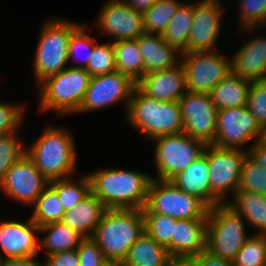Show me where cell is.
Masks as SVG:
<instances>
[{
	"mask_svg": "<svg viewBox=\"0 0 266 266\" xmlns=\"http://www.w3.org/2000/svg\"><path fill=\"white\" fill-rule=\"evenodd\" d=\"M91 191L106 209H143L152 176L124 169H105L88 173Z\"/></svg>",
	"mask_w": 266,
	"mask_h": 266,
	"instance_id": "6da1fadb",
	"label": "cell"
},
{
	"mask_svg": "<svg viewBox=\"0 0 266 266\" xmlns=\"http://www.w3.org/2000/svg\"><path fill=\"white\" fill-rule=\"evenodd\" d=\"M26 155L50 182L71 177L77 166V151L72 134L65 128L48 125Z\"/></svg>",
	"mask_w": 266,
	"mask_h": 266,
	"instance_id": "7a4b0ae2",
	"label": "cell"
},
{
	"mask_svg": "<svg viewBox=\"0 0 266 266\" xmlns=\"http://www.w3.org/2000/svg\"><path fill=\"white\" fill-rule=\"evenodd\" d=\"M145 233L142 209H106L91 237L106 260L122 261Z\"/></svg>",
	"mask_w": 266,
	"mask_h": 266,
	"instance_id": "3957f363",
	"label": "cell"
},
{
	"mask_svg": "<svg viewBox=\"0 0 266 266\" xmlns=\"http://www.w3.org/2000/svg\"><path fill=\"white\" fill-rule=\"evenodd\" d=\"M125 112L128 124L150 140L179 134L184 129L179 101H160L144 95L137 87Z\"/></svg>",
	"mask_w": 266,
	"mask_h": 266,
	"instance_id": "277c9868",
	"label": "cell"
},
{
	"mask_svg": "<svg viewBox=\"0 0 266 266\" xmlns=\"http://www.w3.org/2000/svg\"><path fill=\"white\" fill-rule=\"evenodd\" d=\"M90 79L91 75L85 68L70 65L58 74L48 77L36 86L40 89L38 109L41 113L53 109L58 115L77 113Z\"/></svg>",
	"mask_w": 266,
	"mask_h": 266,
	"instance_id": "5b68a950",
	"label": "cell"
},
{
	"mask_svg": "<svg viewBox=\"0 0 266 266\" xmlns=\"http://www.w3.org/2000/svg\"><path fill=\"white\" fill-rule=\"evenodd\" d=\"M80 25L65 18L44 22L32 66L37 86L67 68L70 37Z\"/></svg>",
	"mask_w": 266,
	"mask_h": 266,
	"instance_id": "8992f818",
	"label": "cell"
},
{
	"mask_svg": "<svg viewBox=\"0 0 266 266\" xmlns=\"http://www.w3.org/2000/svg\"><path fill=\"white\" fill-rule=\"evenodd\" d=\"M245 219L227 202L209 208L207 216V250L217 257L233 261L246 243Z\"/></svg>",
	"mask_w": 266,
	"mask_h": 266,
	"instance_id": "52a82bcc",
	"label": "cell"
},
{
	"mask_svg": "<svg viewBox=\"0 0 266 266\" xmlns=\"http://www.w3.org/2000/svg\"><path fill=\"white\" fill-rule=\"evenodd\" d=\"M143 213H158L175 219H207L209 207L179 189L170 180L152 177Z\"/></svg>",
	"mask_w": 266,
	"mask_h": 266,
	"instance_id": "ba28073f",
	"label": "cell"
},
{
	"mask_svg": "<svg viewBox=\"0 0 266 266\" xmlns=\"http://www.w3.org/2000/svg\"><path fill=\"white\" fill-rule=\"evenodd\" d=\"M156 141L154 164L157 179L171 180L193 163L204 151L202 141L189 137L184 132L162 135L152 139Z\"/></svg>",
	"mask_w": 266,
	"mask_h": 266,
	"instance_id": "9c48e42d",
	"label": "cell"
},
{
	"mask_svg": "<svg viewBox=\"0 0 266 266\" xmlns=\"http://www.w3.org/2000/svg\"><path fill=\"white\" fill-rule=\"evenodd\" d=\"M188 92L210 94L212 89L232 72L231 58L218 50L181 54Z\"/></svg>",
	"mask_w": 266,
	"mask_h": 266,
	"instance_id": "30bf717a",
	"label": "cell"
},
{
	"mask_svg": "<svg viewBox=\"0 0 266 266\" xmlns=\"http://www.w3.org/2000/svg\"><path fill=\"white\" fill-rule=\"evenodd\" d=\"M263 137L264 130L246 105L218 110L214 146L242 149L251 140L254 144Z\"/></svg>",
	"mask_w": 266,
	"mask_h": 266,
	"instance_id": "8fae6325",
	"label": "cell"
},
{
	"mask_svg": "<svg viewBox=\"0 0 266 266\" xmlns=\"http://www.w3.org/2000/svg\"><path fill=\"white\" fill-rule=\"evenodd\" d=\"M136 87L129 76L114 71L91 77L85 97L77 113H85L103 109L105 107L125 103L126 111L133 90Z\"/></svg>",
	"mask_w": 266,
	"mask_h": 266,
	"instance_id": "7c38bea8",
	"label": "cell"
},
{
	"mask_svg": "<svg viewBox=\"0 0 266 266\" xmlns=\"http://www.w3.org/2000/svg\"><path fill=\"white\" fill-rule=\"evenodd\" d=\"M183 132L189 137L211 145L216 135L218 109L210 94L186 92L179 100Z\"/></svg>",
	"mask_w": 266,
	"mask_h": 266,
	"instance_id": "4fadbf2b",
	"label": "cell"
},
{
	"mask_svg": "<svg viewBox=\"0 0 266 266\" xmlns=\"http://www.w3.org/2000/svg\"><path fill=\"white\" fill-rule=\"evenodd\" d=\"M248 152L243 149L221 148L208 145V165L212 192L224 203L225 196L236 193L243 161Z\"/></svg>",
	"mask_w": 266,
	"mask_h": 266,
	"instance_id": "5bb4252c",
	"label": "cell"
},
{
	"mask_svg": "<svg viewBox=\"0 0 266 266\" xmlns=\"http://www.w3.org/2000/svg\"><path fill=\"white\" fill-rule=\"evenodd\" d=\"M49 181L37 170L33 161L24 154L6 172L0 189L13 201L33 205Z\"/></svg>",
	"mask_w": 266,
	"mask_h": 266,
	"instance_id": "9a60e30c",
	"label": "cell"
},
{
	"mask_svg": "<svg viewBox=\"0 0 266 266\" xmlns=\"http://www.w3.org/2000/svg\"><path fill=\"white\" fill-rule=\"evenodd\" d=\"M224 8L220 0H199L193 4L188 52L213 51L220 36Z\"/></svg>",
	"mask_w": 266,
	"mask_h": 266,
	"instance_id": "2e32d148",
	"label": "cell"
},
{
	"mask_svg": "<svg viewBox=\"0 0 266 266\" xmlns=\"http://www.w3.org/2000/svg\"><path fill=\"white\" fill-rule=\"evenodd\" d=\"M97 25L114 42L134 40L144 33L143 13L134 10L123 0H108L101 8Z\"/></svg>",
	"mask_w": 266,
	"mask_h": 266,
	"instance_id": "e0dca14e",
	"label": "cell"
},
{
	"mask_svg": "<svg viewBox=\"0 0 266 266\" xmlns=\"http://www.w3.org/2000/svg\"><path fill=\"white\" fill-rule=\"evenodd\" d=\"M39 226L31 218L0 223V259L30 258L39 253ZM4 253V256L1 253Z\"/></svg>",
	"mask_w": 266,
	"mask_h": 266,
	"instance_id": "ac0fdd59",
	"label": "cell"
},
{
	"mask_svg": "<svg viewBox=\"0 0 266 266\" xmlns=\"http://www.w3.org/2000/svg\"><path fill=\"white\" fill-rule=\"evenodd\" d=\"M136 87L144 95L160 101H179L187 92L184 66L180 62L173 68L145 74Z\"/></svg>",
	"mask_w": 266,
	"mask_h": 266,
	"instance_id": "d6986e66",
	"label": "cell"
},
{
	"mask_svg": "<svg viewBox=\"0 0 266 266\" xmlns=\"http://www.w3.org/2000/svg\"><path fill=\"white\" fill-rule=\"evenodd\" d=\"M179 189L196 196L209 208L223 203L210 186V168L208 165V145L203 153L187 168L174 176L171 180Z\"/></svg>",
	"mask_w": 266,
	"mask_h": 266,
	"instance_id": "ffe728a7",
	"label": "cell"
},
{
	"mask_svg": "<svg viewBox=\"0 0 266 266\" xmlns=\"http://www.w3.org/2000/svg\"><path fill=\"white\" fill-rule=\"evenodd\" d=\"M207 250V219H176L170 256L189 259Z\"/></svg>",
	"mask_w": 266,
	"mask_h": 266,
	"instance_id": "44dd1931",
	"label": "cell"
},
{
	"mask_svg": "<svg viewBox=\"0 0 266 266\" xmlns=\"http://www.w3.org/2000/svg\"><path fill=\"white\" fill-rule=\"evenodd\" d=\"M242 45L231 58L232 73L250 81L265 80L266 37H252Z\"/></svg>",
	"mask_w": 266,
	"mask_h": 266,
	"instance_id": "7402d4cb",
	"label": "cell"
},
{
	"mask_svg": "<svg viewBox=\"0 0 266 266\" xmlns=\"http://www.w3.org/2000/svg\"><path fill=\"white\" fill-rule=\"evenodd\" d=\"M137 44L144 61V75L173 68L181 62V53L165 42L162 35L143 33Z\"/></svg>",
	"mask_w": 266,
	"mask_h": 266,
	"instance_id": "603a6c76",
	"label": "cell"
},
{
	"mask_svg": "<svg viewBox=\"0 0 266 266\" xmlns=\"http://www.w3.org/2000/svg\"><path fill=\"white\" fill-rule=\"evenodd\" d=\"M105 210L103 203L91 191L75 207L65 212L61 222L76 230L83 238H91Z\"/></svg>",
	"mask_w": 266,
	"mask_h": 266,
	"instance_id": "cb8c5ba5",
	"label": "cell"
},
{
	"mask_svg": "<svg viewBox=\"0 0 266 266\" xmlns=\"http://www.w3.org/2000/svg\"><path fill=\"white\" fill-rule=\"evenodd\" d=\"M251 83L231 72L212 89L211 100L218 110L247 105Z\"/></svg>",
	"mask_w": 266,
	"mask_h": 266,
	"instance_id": "d4e9b609",
	"label": "cell"
},
{
	"mask_svg": "<svg viewBox=\"0 0 266 266\" xmlns=\"http://www.w3.org/2000/svg\"><path fill=\"white\" fill-rule=\"evenodd\" d=\"M227 204L239 213L257 234H266V196L256 192L236 191Z\"/></svg>",
	"mask_w": 266,
	"mask_h": 266,
	"instance_id": "484cf974",
	"label": "cell"
},
{
	"mask_svg": "<svg viewBox=\"0 0 266 266\" xmlns=\"http://www.w3.org/2000/svg\"><path fill=\"white\" fill-rule=\"evenodd\" d=\"M45 233L39 239V250L44 249L46 255L75 250L83 239L79 233L60 222H53L39 227V234Z\"/></svg>",
	"mask_w": 266,
	"mask_h": 266,
	"instance_id": "4316f807",
	"label": "cell"
},
{
	"mask_svg": "<svg viewBox=\"0 0 266 266\" xmlns=\"http://www.w3.org/2000/svg\"><path fill=\"white\" fill-rule=\"evenodd\" d=\"M172 257L166 247L160 245L146 232L130 247L124 266H164Z\"/></svg>",
	"mask_w": 266,
	"mask_h": 266,
	"instance_id": "83f0119b",
	"label": "cell"
},
{
	"mask_svg": "<svg viewBox=\"0 0 266 266\" xmlns=\"http://www.w3.org/2000/svg\"><path fill=\"white\" fill-rule=\"evenodd\" d=\"M193 22V4L183 3L162 34L163 39L181 54L187 53Z\"/></svg>",
	"mask_w": 266,
	"mask_h": 266,
	"instance_id": "f1b7e54d",
	"label": "cell"
},
{
	"mask_svg": "<svg viewBox=\"0 0 266 266\" xmlns=\"http://www.w3.org/2000/svg\"><path fill=\"white\" fill-rule=\"evenodd\" d=\"M114 46L117 71L129 76L137 83L144 76V61L137 38L114 42Z\"/></svg>",
	"mask_w": 266,
	"mask_h": 266,
	"instance_id": "f546056e",
	"label": "cell"
},
{
	"mask_svg": "<svg viewBox=\"0 0 266 266\" xmlns=\"http://www.w3.org/2000/svg\"><path fill=\"white\" fill-rule=\"evenodd\" d=\"M32 207L34 209L30 218L39 227L60 222L65 214L57 192L50 184L37 197Z\"/></svg>",
	"mask_w": 266,
	"mask_h": 266,
	"instance_id": "4dcf8cb0",
	"label": "cell"
},
{
	"mask_svg": "<svg viewBox=\"0 0 266 266\" xmlns=\"http://www.w3.org/2000/svg\"><path fill=\"white\" fill-rule=\"evenodd\" d=\"M182 4L178 0H157L143 13L144 33L162 35Z\"/></svg>",
	"mask_w": 266,
	"mask_h": 266,
	"instance_id": "1f68e13d",
	"label": "cell"
},
{
	"mask_svg": "<svg viewBox=\"0 0 266 266\" xmlns=\"http://www.w3.org/2000/svg\"><path fill=\"white\" fill-rule=\"evenodd\" d=\"M73 177L52 180L49 184L56 190L65 212L70 211L91 192L88 174L74 182Z\"/></svg>",
	"mask_w": 266,
	"mask_h": 266,
	"instance_id": "d6a6232c",
	"label": "cell"
},
{
	"mask_svg": "<svg viewBox=\"0 0 266 266\" xmlns=\"http://www.w3.org/2000/svg\"><path fill=\"white\" fill-rule=\"evenodd\" d=\"M237 191L256 192L266 196V167L246 155Z\"/></svg>",
	"mask_w": 266,
	"mask_h": 266,
	"instance_id": "836d02e7",
	"label": "cell"
},
{
	"mask_svg": "<svg viewBox=\"0 0 266 266\" xmlns=\"http://www.w3.org/2000/svg\"><path fill=\"white\" fill-rule=\"evenodd\" d=\"M266 263V234H254L236 254L234 266H264Z\"/></svg>",
	"mask_w": 266,
	"mask_h": 266,
	"instance_id": "e575fe53",
	"label": "cell"
},
{
	"mask_svg": "<svg viewBox=\"0 0 266 266\" xmlns=\"http://www.w3.org/2000/svg\"><path fill=\"white\" fill-rule=\"evenodd\" d=\"M143 216L145 232L160 245L166 247L170 254V242L176 219L158 213H143Z\"/></svg>",
	"mask_w": 266,
	"mask_h": 266,
	"instance_id": "d590c367",
	"label": "cell"
},
{
	"mask_svg": "<svg viewBox=\"0 0 266 266\" xmlns=\"http://www.w3.org/2000/svg\"><path fill=\"white\" fill-rule=\"evenodd\" d=\"M85 69L91 77L116 71L114 41L95 44Z\"/></svg>",
	"mask_w": 266,
	"mask_h": 266,
	"instance_id": "8d00e7d4",
	"label": "cell"
},
{
	"mask_svg": "<svg viewBox=\"0 0 266 266\" xmlns=\"http://www.w3.org/2000/svg\"><path fill=\"white\" fill-rule=\"evenodd\" d=\"M18 134L13 132L0 135V182L9 168L26 154V147Z\"/></svg>",
	"mask_w": 266,
	"mask_h": 266,
	"instance_id": "74e56055",
	"label": "cell"
},
{
	"mask_svg": "<svg viewBox=\"0 0 266 266\" xmlns=\"http://www.w3.org/2000/svg\"><path fill=\"white\" fill-rule=\"evenodd\" d=\"M239 4L241 29L254 32L266 25V0H240Z\"/></svg>",
	"mask_w": 266,
	"mask_h": 266,
	"instance_id": "f35d334b",
	"label": "cell"
},
{
	"mask_svg": "<svg viewBox=\"0 0 266 266\" xmlns=\"http://www.w3.org/2000/svg\"><path fill=\"white\" fill-rule=\"evenodd\" d=\"M86 31H88L87 25L82 23L72 33L70 37L69 50H68V62L73 57H75V59L73 60L78 61L79 59L78 55L82 54L84 51L86 52V55H83V57L80 56L81 57V59H79L80 63L74 64L73 67L86 68L88 65V61L92 56L93 48L96 43L93 40V37H90V35H88ZM77 53H80V54L76 56Z\"/></svg>",
	"mask_w": 266,
	"mask_h": 266,
	"instance_id": "ab89813d",
	"label": "cell"
},
{
	"mask_svg": "<svg viewBox=\"0 0 266 266\" xmlns=\"http://www.w3.org/2000/svg\"><path fill=\"white\" fill-rule=\"evenodd\" d=\"M247 109L255 117L256 122L266 130V79L252 81L247 100Z\"/></svg>",
	"mask_w": 266,
	"mask_h": 266,
	"instance_id": "60d3db41",
	"label": "cell"
},
{
	"mask_svg": "<svg viewBox=\"0 0 266 266\" xmlns=\"http://www.w3.org/2000/svg\"><path fill=\"white\" fill-rule=\"evenodd\" d=\"M24 103L0 102V135L17 132L25 116Z\"/></svg>",
	"mask_w": 266,
	"mask_h": 266,
	"instance_id": "b9f144b4",
	"label": "cell"
},
{
	"mask_svg": "<svg viewBox=\"0 0 266 266\" xmlns=\"http://www.w3.org/2000/svg\"><path fill=\"white\" fill-rule=\"evenodd\" d=\"M80 266H102L107 260L92 238H83L77 248Z\"/></svg>",
	"mask_w": 266,
	"mask_h": 266,
	"instance_id": "7bdbcfd3",
	"label": "cell"
},
{
	"mask_svg": "<svg viewBox=\"0 0 266 266\" xmlns=\"http://www.w3.org/2000/svg\"><path fill=\"white\" fill-rule=\"evenodd\" d=\"M42 266H80L77 249L45 256Z\"/></svg>",
	"mask_w": 266,
	"mask_h": 266,
	"instance_id": "ee69618b",
	"label": "cell"
},
{
	"mask_svg": "<svg viewBox=\"0 0 266 266\" xmlns=\"http://www.w3.org/2000/svg\"><path fill=\"white\" fill-rule=\"evenodd\" d=\"M191 266H234L233 261L217 257L208 250L189 258Z\"/></svg>",
	"mask_w": 266,
	"mask_h": 266,
	"instance_id": "f6af8a7d",
	"label": "cell"
},
{
	"mask_svg": "<svg viewBox=\"0 0 266 266\" xmlns=\"http://www.w3.org/2000/svg\"><path fill=\"white\" fill-rule=\"evenodd\" d=\"M248 154L259 164L266 167V138L259 139L247 149Z\"/></svg>",
	"mask_w": 266,
	"mask_h": 266,
	"instance_id": "bcb514c9",
	"label": "cell"
},
{
	"mask_svg": "<svg viewBox=\"0 0 266 266\" xmlns=\"http://www.w3.org/2000/svg\"><path fill=\"white\" fill-rule=\"evenodd\" d=\"M0 266H42L36 257L0 259Z\"/></svg>",
	"mask_w": 266,
	"mask_h": 266,
	"instance_id": "7dc6e473",
	"label": "cell"
},
{
	"mask_svg": "<svg viewBox=\"0 0 266 266\" xmlns=\"http://www.w3.org/2000/svg\"><path fill=\"white\" fill-rule=\"evenodd\" d=\"M128 6L134 10L144 13L147 11L157 0H123Z\"/></svg>",
	"mask_w": 266,
	"mask_h": 266,
	"instance_id": "c3c4849f",
	"label": "cell"
},
{
	"mask_svg": "<svg viewBox=\"0 0 266 266\" xmlns=\"http://www.w3.org/2000/svg\"><path fill=\"white\" fill-rule=\"evenodd\" d=\"M164 266H191L189 259L172 258Z\"/></svg>",
	"mask_w": 266,
	"mask_h": 266,
	"instance_id": "681fc988",
	"label": "cell"
},
{
	"mask_svg": "<svg viewBox=\"0 0 266 266\" xmlns=\"http://www.w3.org/2000/svg\"><path fill=\"white\" fill-rule=\"evenodd\" d=\"M102 266H124L122 261L107 260Z\"/></svg>",
	"mask_w": 266,
	"mask_h": 266,
	"instance_id": "f907efd6",
	"label": "cell"
}]
</instances>
